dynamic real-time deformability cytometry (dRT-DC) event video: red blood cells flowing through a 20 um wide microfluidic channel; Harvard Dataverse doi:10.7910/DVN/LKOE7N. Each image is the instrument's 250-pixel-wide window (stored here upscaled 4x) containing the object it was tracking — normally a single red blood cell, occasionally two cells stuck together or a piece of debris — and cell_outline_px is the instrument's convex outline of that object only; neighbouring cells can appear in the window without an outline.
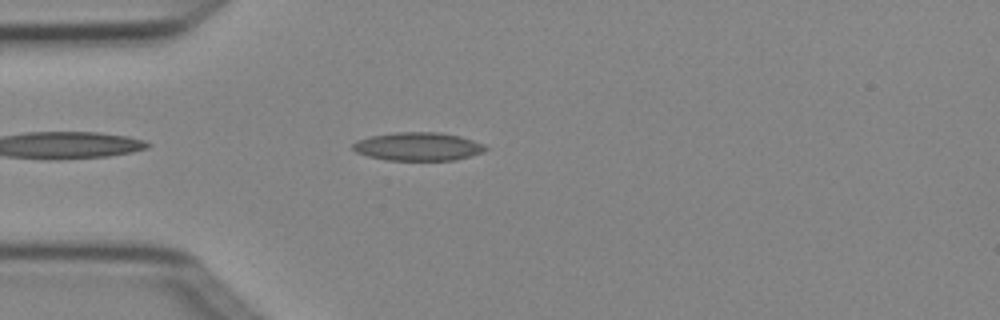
{"species": "Egyptian fruit bat (a non-hibernating species)", "species_latin": "Rousettus aegyptiacus", "temperature_condition": "cold", "stored_images_in_passage": 4, "camera_frame_rate_fps": 3000, "um_per_image_px": 0.085, "animal": {"sex": "female"}, "frame": {"image": 1, "passage_image": 4, "time_ms": 1.0, "image_size_px": [1000, 320], "cell_outline_px": [[488, 148], [484, 152], [456, 160], [384, 160], [368, 156], [356, 152], [352, 148], [352, 144], [356, 140], [372, 136], [396, 132], [440, 132], [460, 136], [484, 144]], "centroid_in_image_um": [35.54, 12.45], "position_along_channel_um": 49.5, "area_um2": 21.96}}